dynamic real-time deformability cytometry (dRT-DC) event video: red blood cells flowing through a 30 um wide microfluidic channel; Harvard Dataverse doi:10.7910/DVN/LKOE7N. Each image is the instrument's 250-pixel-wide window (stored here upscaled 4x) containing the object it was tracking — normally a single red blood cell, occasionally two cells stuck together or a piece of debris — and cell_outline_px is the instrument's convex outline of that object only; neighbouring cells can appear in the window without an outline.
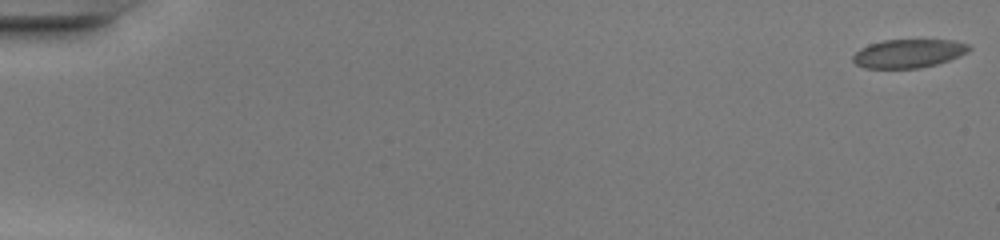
{"species": "common noctule bat (a hibernating species)", "species_latin": "Nyctalus noctula", "temperature_condition": "warm", "stored_images_in_passage": 49, "camera_frame_rate_fps": 3000, "um_per_image_px": 0.085, "animal": {"sex": "female", "body_mass_g": 20.0, "forearm_length_mm": 54.0}, "frame": {"image": 1, "passage_image": 1, "time_ms": 0.0, "image_size_px": [1000, 240], "cell_outline_px": [[972, 48], [968, 52], [960, 56], [936, 64], [920, 68], [864, 68], [856, 64], [852, 60], [852, 56], [860, 48], [868, 44], [884, 40], [956, 40], [968, 44]], "centroid_in_image_um": [77.22, 4.54], "position_along_channel_um": 7.8, "area_um2": 19.42}}
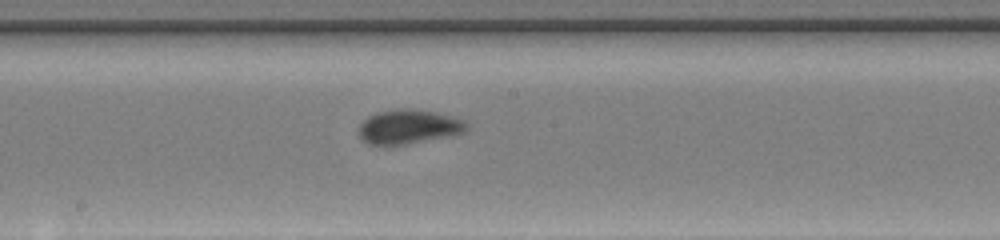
{"frame": {"image": 2, "passage_image": 28, "time_ms": 9.0, "image_size_px": [1000, 240], "cell_outline_px": [[468, 128], [464, 132], [448, 136], [384, 148], [368, 144], [360, 140], [360, 124], [368, 116], [376, 112], [396, 108], [408, 108], [436, 112], [452, 116], [464, 120], [468, 124]], "centroid_in_image_um": [34.68, 10.79], "position_along_channel_um": 213.5, "area_um2": 22.02}}
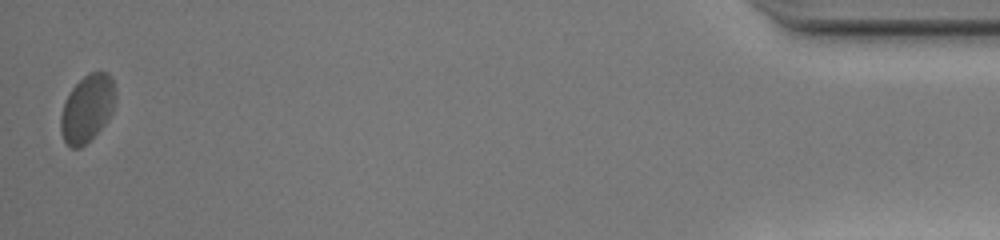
{"frame": {"image": 3, "passage_image": 49, "time_ms": 16.0, "image_size_px": [1000, 240], "cell_outline_px": [[116, 100], [112, 112], [104, 124], [80, 148], [72, 148], [64, 140], [60, 132], [60, 116], [64, 104], [72, 88], [88, 72], [108, 72], [116, 88]], "centroid_in_image_um": [7.42, 9.19], "position_along_channel_um": 427.8, "area_um2": 21.27}, "authors_computed_cell_mechanics": {"area_um2": 20.519, "velocity_mm_per_s": 4.2516, "shape_relaxation_time_tau1_ms": 2.1424, "shape_relaxation_time_tau2_ms": null, "deformation_change_tau1": 0.0911, "deformation_change_tau2": null}}